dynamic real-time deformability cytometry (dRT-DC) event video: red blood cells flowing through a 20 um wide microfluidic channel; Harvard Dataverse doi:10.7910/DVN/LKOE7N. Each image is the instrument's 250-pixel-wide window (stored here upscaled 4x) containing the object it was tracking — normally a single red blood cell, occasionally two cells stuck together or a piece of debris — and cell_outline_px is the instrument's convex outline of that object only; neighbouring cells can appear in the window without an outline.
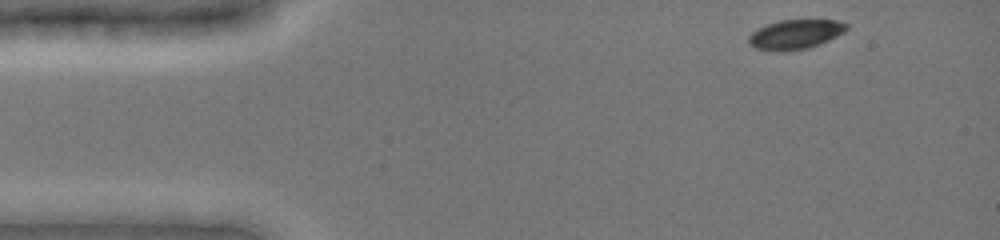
{"species": "common noctule bat (a hibernating species)", "species_latin": "Nyctalus noctula", "temperature_condition": "cold", "stored_images_in_passage": 67, "camera_frame_rate_fps": 3000, "um_per_image_px": 0.085, "animal": {"sex": "female", "body_mass_g": 19.0, "forearm_length_mm": 51.5}, "frame": {"image": 1, "passage_image": 1, "time_ms": 0.0, "image_size_px": [1000, 240], "cell_outline_px": [[848, 28], [844, 32], [820, 44], [808, 48], [784, 52], [776, 52], [756, 48], [748, 44], [748, 36], [752, 32], [768, 24], [780, 20], [836, 20], [848, 24]], "centroid_in_image_um": [67.59, 2.93], "position_along_channel_um": 17.4, "area_um2": 16.88}}
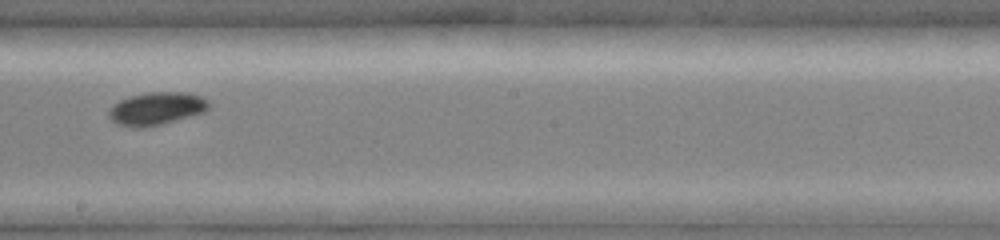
{"frame": {"image": 2, "passage_image": 33, "time_ms": 7.667, "image_size_px": [1000, 240], "cell_outline_px": [[212, 104], [204, 112], [160, 124], [144, 128], [132, 128], [116, 124], [108, 116], [108, 108], [120, 100], [128, 96], [148, 92], [184, 92], [200, 96], [208, 100]], "centroid_in_image_um": [13.26, 9.23], "position_along_channel_um": 234.9, "area_um2": 19.25}}
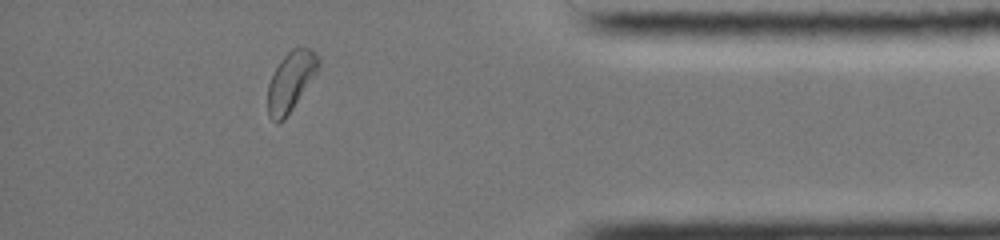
{"frame": {"image": 3, "passage_image": 59, "time_ms": 12.667, "image_size_px": [1000, 240], "cell_outline_px": [[320, 64], [316, 72], [284, 120], [276, 124], [268, 116], [268, 84], [280, 60], [292, 48], [300, 44], [312, 48], [320, 56]], "centroid_in_image_um": [24.72, 6.85], "position_along_channel_um": 410.5, "area_um2": 17.57}, "authors_computed_cell_mechanics": {"area_um2": 18.5538, "velocity_mm_per_s": 3.9208, "shape_relaxation_time_tau1_ms": 2.4245, "shape_relaxation_time_tau2_ms": null, "deformation_change_tau1": 0.0747, "deformation_change_tau2": null}}